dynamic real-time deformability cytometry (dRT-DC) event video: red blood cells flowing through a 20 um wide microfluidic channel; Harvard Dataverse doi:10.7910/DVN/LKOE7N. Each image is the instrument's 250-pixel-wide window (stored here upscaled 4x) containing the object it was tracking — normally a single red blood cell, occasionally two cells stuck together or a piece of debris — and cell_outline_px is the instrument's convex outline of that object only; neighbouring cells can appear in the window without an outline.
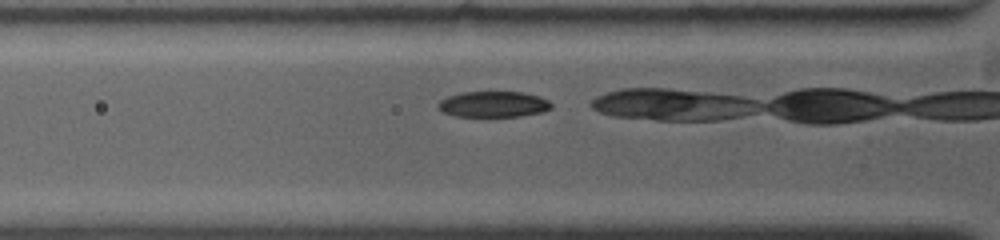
{"species": "common noctule bat (a hibernating species)", "species_latin": "Nyctalus noctula", "temperature_condition": "warm", "stored_images_in_passage": 41, "camera_frame_rate_fps": 4500, "um_per_image_px": 0.085, "animal": {"sex": "female", "body_mass_g": 19.0, "forearm_length_mm": 53.3}, "frame": {"image": 1, "passage_image": 3, "time_ms": 0.667, "image_size_px": [1000, 240], "cell_outline_px": [[552, 108], [544, 112], [520, 116], [456, 116], [444, 112], [436, 108], [436, 104], [440, 100], [448, 96], [460, 92], [520, 92], [540, 96], [548, 100], [552, 104]], "centroid_in_image_um": [41.94, 8.86], "position_along_channel_um": 83.9, "area_um2": 17.17}}
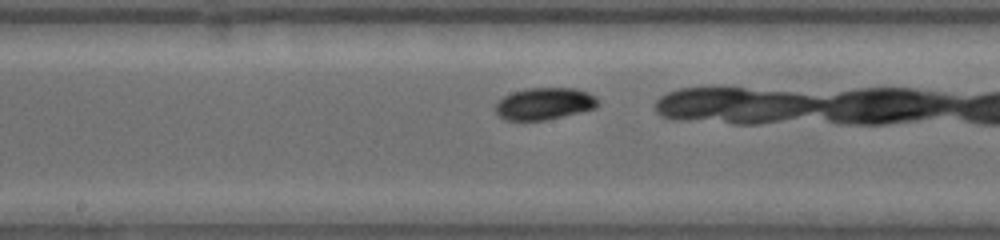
{"frame": {"image": 2, "passage_image": 13, "time_ms": 3.778, "image_size_px": [1000, 240], "cell_outline_px": [[600, 104], [596, 108], [580, 112], [544, 120], [504, 120], [496, 112], [496, 104], [504, 96], [512, 92], [528, 88], [576, 88], [588, 92], [596, 96], [600, 100]], "centroid_in_image_um": [46.32, 8.8], "position_along_channel_um": 201.9, "area_um2": 19.13}}
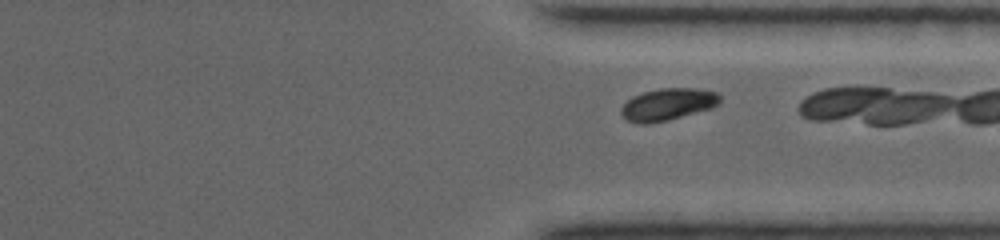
{"frame": {"image": 3, "passage_image": 31, "time_ms": 7.778, "image_size_px": [1000, 240], "cell_outline_px": [[720, 104], [712, 108], [668, 120], [644, 124], [640, 124], [628, 120], [620, 112], [620, 108], [632, 96], [644, 92], [660, 88], [692, 88], [716, 92], [720, 96]], "centroid_in_image_um": [56.77, 8.87], "position_along_channel_um": 354.6, "area_um2": 18.32}}